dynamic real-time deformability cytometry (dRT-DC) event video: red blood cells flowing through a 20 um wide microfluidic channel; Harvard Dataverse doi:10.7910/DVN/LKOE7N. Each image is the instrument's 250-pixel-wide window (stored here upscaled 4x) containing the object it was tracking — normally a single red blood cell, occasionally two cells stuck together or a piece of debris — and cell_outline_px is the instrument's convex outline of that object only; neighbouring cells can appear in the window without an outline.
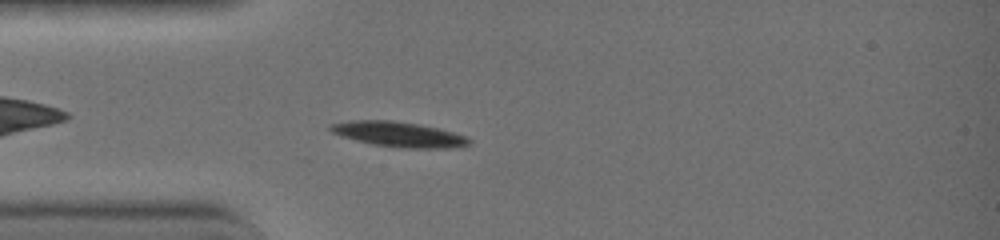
{"species": "common noctule bat (a hibernating species)", "species_latin": "Nyctalus noctula", "temperature_condition": "warm", "stored_images_in_passage": 34, "camera_frame_rate_fps": 3000, "um_per_image_px": 0.085, "animal": {"sex": "female", "body_mass_g": 19.0, "forearm_length_mm": 51.5}, "frame": {"image": 1, "passage_image": 4, "time_ms": 1.0, "image_size_px": [1000, 240], "cell_outline_px": [[472, 140], [468, 144], [460, 148], [400, 148], [372, 144], [340, 136], [332, 132], [328, 128], [328, 124], [352, 120], [392, 120], [440, 128], [468, 136]], "centroid_in_image_um": [33.92, 11.42], "position_along_channel_um": 51.1, "area_um2": 20.58}}
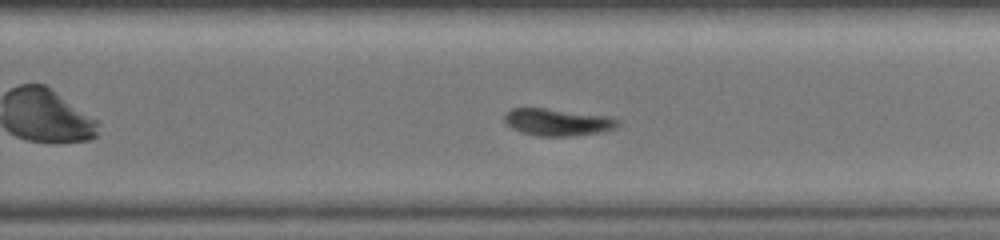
{"frame": {"image": 2, "passage_image": 20, "time_ms": 6.333, "image_size_px": [1000, 240], "cell_outline_px": [[620, 124], [616, 128], [604, 132], [572, 136], [536, 136], [520, 132], [512, 128], [504, 120], [504, 116], [512, 108], [544, 108], [608, 116], [620, 120]], "centroid_in_image_um": [47.43, 10.39], "position_along_channel_um": 282.4, "area_um2": 17.98}}
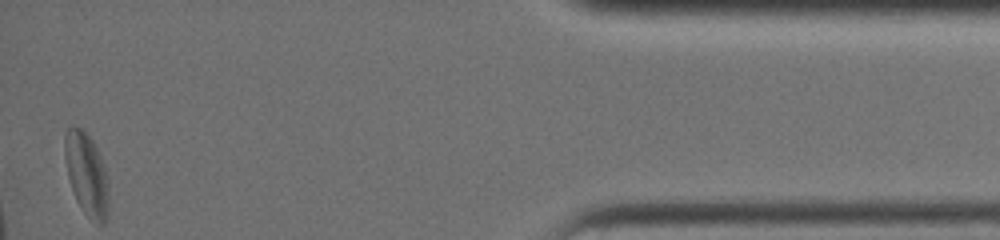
{"frame": {"image": 3, "passage_image": 34, "time_ms": 11.0, "image_size_px": [1000, 240], "cell_outline_px": [[108, 212], [104, 224], [96, 224], [84, 212], [76, 200], [68, 176], [64, 156], [64, 132], [72, 124], [80, 128], [92, 140], [100, 156], [104, 168], [108, 184]], "centroid_in_image_um": [7.34, 14.8], "position_along_channel_um": 427.9, "area_um2": 21.1}, "authors_computed_cell_mechanics": {"area_um2": 19.4786, "velocity_mm_per_s": 4.4748, "shape_relaxation_time_tau1_ms": 1.9634, "shape_relaxation_time_tau2_ms": 1.943, "deformation_change_tau1": 0.0842, "deformation_change_tau2": 0.0784}}